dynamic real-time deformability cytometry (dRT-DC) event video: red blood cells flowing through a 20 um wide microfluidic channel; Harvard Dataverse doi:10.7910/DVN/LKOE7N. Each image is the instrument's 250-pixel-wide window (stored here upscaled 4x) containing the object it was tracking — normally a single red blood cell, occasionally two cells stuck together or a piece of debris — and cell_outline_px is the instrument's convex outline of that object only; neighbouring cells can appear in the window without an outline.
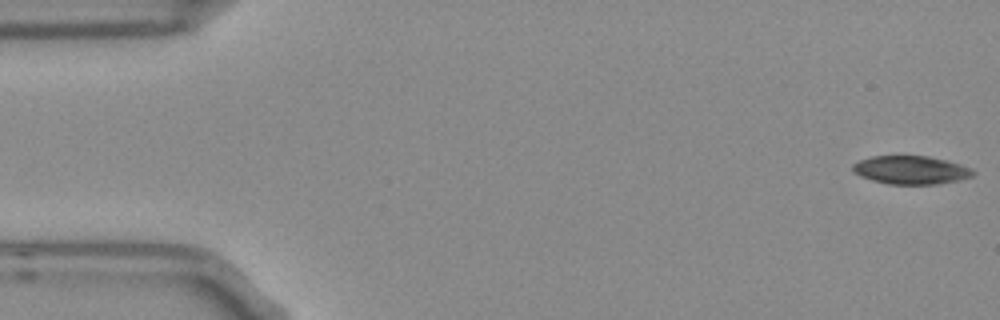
{"species": "Egyptian fruit bat (a non-hibernating species)", "species_latin": "Rousettus aegyptiacus", "temperature_condition": "room temperature", "stored_images_in_passage": 53, "camera_frame_rate_fps": 3000, "um_per_image_px": 0.085, "frame": {"image": 1, "passage_image": 1, "time_ms": 0.0, "image_size_px": [1000, 320], "cell_outline_px": [[976, 172], [972, 176], [960, 180], [936, 184], [888, 184], [872, 180], [860, 176], [852, 168], [852, 164], [860, 160], [872, 156], [928, 156], [960, 164], [972, 168]], "centroid_in_image_um": [77.44, 14.45], "position_along_channel_um": 7.6, "area_um2": 19.77}}
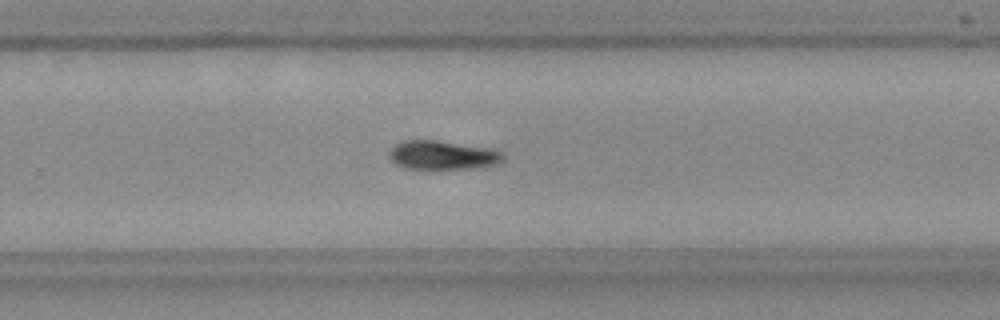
{"frame": {"image": 2, "passage_image": 34, "time_ms": 11.0, "image_size_px": [1000, 320], "cell_outline_px": [[504, 160], [500, 164], [476, 168], [404, 168], [396, 164], [392, 160], [388, 152], [396, 144], [404, 140], [436, 140], [492, 148], [500, 152], [504, 156]], "centroid_in_image_um": [37.66, 13.18], "position_along_channel_um": 292.1, "area_um2": 19.13}}
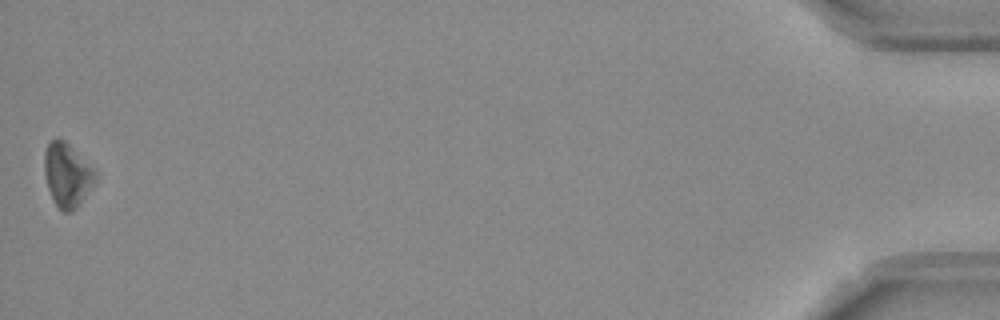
{"frame": {"image": 3, "passage_image": 53, "time_ms": 17.333, "image_size_px": [1000, 320], "cell_outline_px": [[96, 180], [72, 212], [64, 212], [56, 204], [48, 188], [44, 172], [44, 152], [48, 144], [52, 140], [64, 140], [96, 172]], "centroid_in_image_um": [5.68, 14.87], "position_along_channel_um": 429.5, "area_um2": 18.21}, "authors_computed_cell_mechanics": {"area_um2": 19.8254, "velocity_mm_per_s": 3.7695, "shape_relaxation_time_tau1_ms": 2.3775, "shape_relaxation_time_tau2_ms": null, "deformation_change_tau1": 0.0722, "deformation_change_tau2": null}}